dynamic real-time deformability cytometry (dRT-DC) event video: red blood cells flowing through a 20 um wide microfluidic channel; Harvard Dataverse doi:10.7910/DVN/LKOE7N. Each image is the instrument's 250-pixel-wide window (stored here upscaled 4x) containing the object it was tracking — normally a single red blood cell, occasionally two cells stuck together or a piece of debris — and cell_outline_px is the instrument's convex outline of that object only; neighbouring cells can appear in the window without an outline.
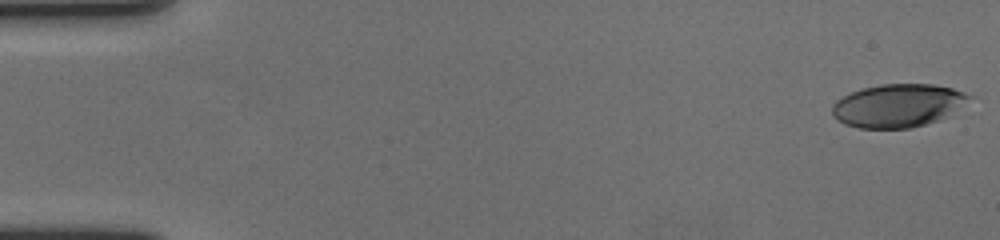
{"species": "human", "species_latin": "Homo sapiens", "temperature_condition": "cold", "stored_images_in_passage": 59, "camera_frame_rate_fps": 3000, "um_per_image_px": 0.085, "donor": {"sex": "female"}, "frame": {"image": 1, "passage_image": 1, "time_ms": 0.0, "image_size_px": [1000, 240], "cell_outline_px": [[976, 96], [940, 120], [912, 128], [860, 128], [844, 124], [832, 116], [832, 104], [836, 100], [860, 88], [880, 84], [932, 84], [952, 88]], "centroid_in_image_um": [76.32, 8.97], "position_along_channel_um": 8.7, "area_um2": 34.62}}
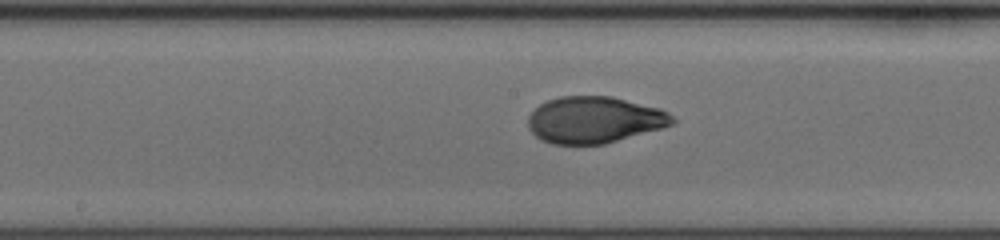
{"frame": {"image": 2, "passage_image": 31, "time_ms": 10.0, "image_size_px": [1000, 240], "cell_outline_px": [[676, 124], [604, 144], [552, 144], [540, 140], [528, 128], [528, 116], [540, 104], [548, 100], [560, 96], [612, 96], [660, 108], [668, 112], [676, 120]], "centroid_in_image_um": [50.53, 10.18], "position_along_channel_um": 197.7, "area_um2": 39.3}}
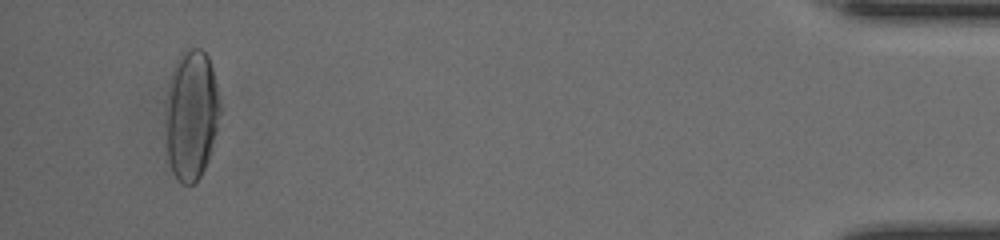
{"frame": {"image": 3, "passage_image": 56, "time_ms": 18.333, "image_size_px": [1000, 240], "cell_outline_px": [[220, 116], [216, 132], [208, 160], [200, 176], [192, 184], [180, 184], [176, 180], [172, 172], [168, 160], [164, 124], [164, 112], [172, 72], [176, 60], [180, 52], [184, 48], [200, 48], [208, 56], [212, 68], [216, 84], [220, 108]], "centroid_in_image_um": [16.23, 9.78], "position_along_channel_um": 419.0, "area_um2": 41.73}, "authors_computed_cell_mechanics": {"area_um2": 38.8416, "velocity_mm_per_s": 3.554, "shape_relaxation_time_tau1_ms": 4.7158, "shape_relaxation_time_tau2_ms": 1.0866, "deformation_change_tau1": 0.2072, "deformation_change_tau2": 0.055}}